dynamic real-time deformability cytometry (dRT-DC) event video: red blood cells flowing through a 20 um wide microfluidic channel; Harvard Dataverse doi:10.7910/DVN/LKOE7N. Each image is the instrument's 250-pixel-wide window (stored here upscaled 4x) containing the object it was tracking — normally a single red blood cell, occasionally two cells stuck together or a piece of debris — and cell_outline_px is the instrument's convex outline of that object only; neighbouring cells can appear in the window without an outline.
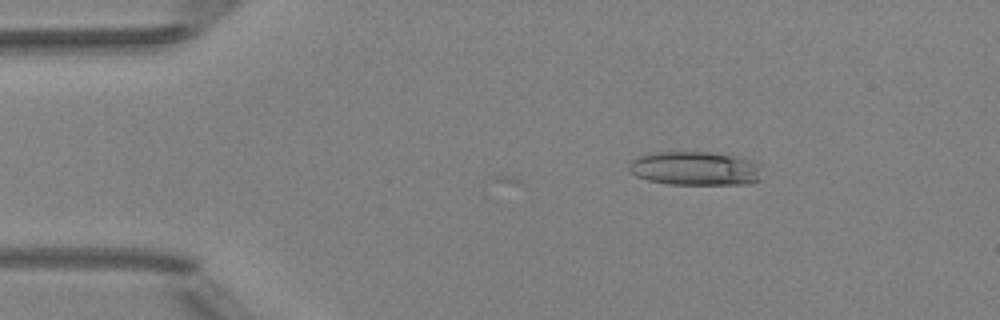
{"species": "Egyptian fruit bat (a non-hibernating species)", "species_latin": "Rousettus aegyptiacus", "temperature_condition": "room temperature", "stored_images_in_passage": 5, "camera_frame_rate_fps": 3000, "um_per_image_px": 0.085, "animal": {"sex": "female"}, "frame": {"image": 1, "passage_image": 3, "time_ms": 2.333, "image_size_px": [1000, 320], "cell_outline_px": [[760, 180], [748, 184], [668, 184], [648, 180], [636, 176], [628, 172], [628, 164], [636, 156], [648, 152], [708, 152], [744, 156], [760, 164]], "centroid_in_image_um": [59.08, 14.3], "position_along_channel_um": 25.9, "area_um2": 26.88}}
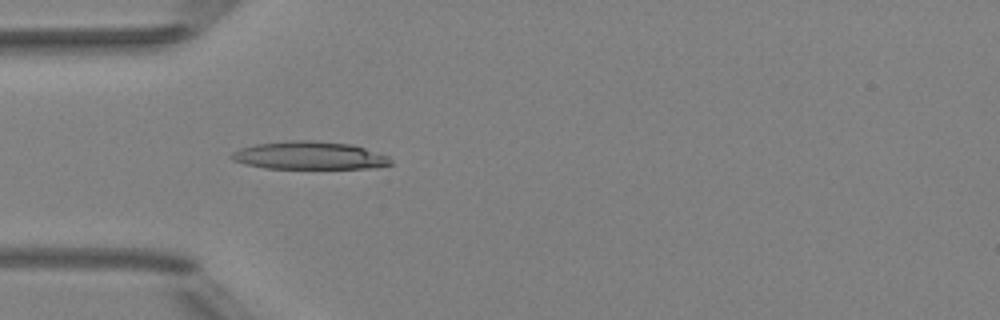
{"frame": {"image": 2, "passage_image": 5, "time_ms": 4.667, "image_size_px": [1000, 320], "cell_outline_px": [[392, 164], [372, 168], [264, 168], [244, 164], [232, 160], [228, 156], [232, 152], [240, 148], [256, 144], [288, 140], [312, 140], [352, 144], [388, 156], [392, 160]], "centroid_in_image_um": [26.26, 13.21], "position_along_channel_um": 58.7, "area_um2": 25.95}}